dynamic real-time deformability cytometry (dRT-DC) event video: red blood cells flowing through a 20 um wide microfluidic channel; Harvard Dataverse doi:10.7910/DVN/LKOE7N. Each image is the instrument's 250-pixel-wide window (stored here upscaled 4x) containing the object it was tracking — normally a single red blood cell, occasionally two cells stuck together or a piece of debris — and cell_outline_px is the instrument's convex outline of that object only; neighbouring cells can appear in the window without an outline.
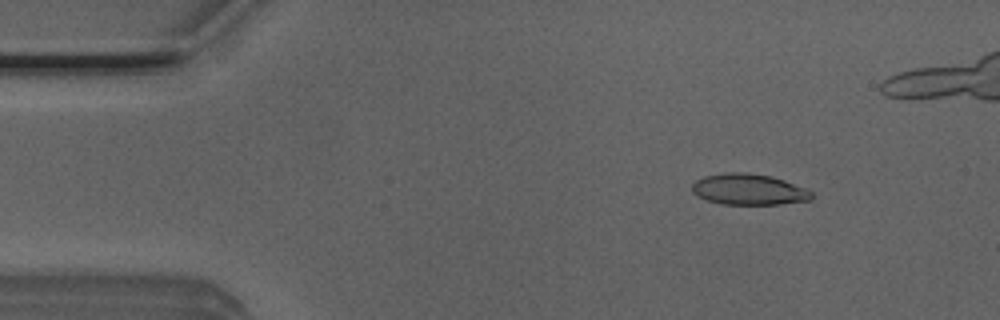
{"species": "Egyptian fruit bat (a non-hibernating species)", "species_latin": "Rousettus aegyptiacus", "temperature_condition": "room temperature", "stored_images_in_passage": 45, "camera_frame_rate_fps": 3000, "um_per_image_px": 0.085, "animal": {"sex": "male"}, "frame": {"image": 1, "passage_image": 6, "time_ms": 1.667, "image_size_px": [1000, 320], "cell_outline_px": [[812, 196], [808, 200], [780, 204], [724, 204], [708, 200], [696, 196], [692, 192], [692, 184], [696, 180], [704, 176], [728, 172], [748, 172], [772, 176], [784, 180], [804, 188], [812, 192]], "centroid_in_image_um": [63.61, 16.09], "position_along_channel_um": 21.4, "area_um2": 21.5}}
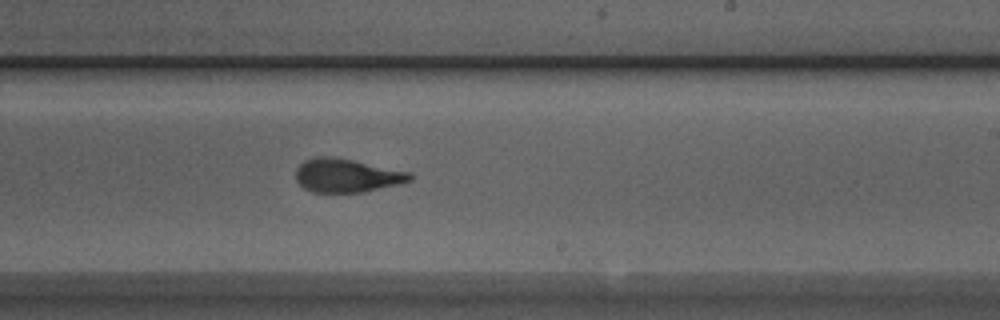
{"frame": {"image": 2, "passage_image": 30, "time_ms": 9.667, "image_size_px": [1000, 320], "cell_outline_px": [[412, 180], [364, 192], [312, 192], [304, 188], [296, 180], [296, 168], [304, 160], [312, 156], [332, 156], [412, 172]], "centroid_in_image_um": [29.44, 14.9], "position_along_channel_um": 259.6, "area_um2": 22.31}}
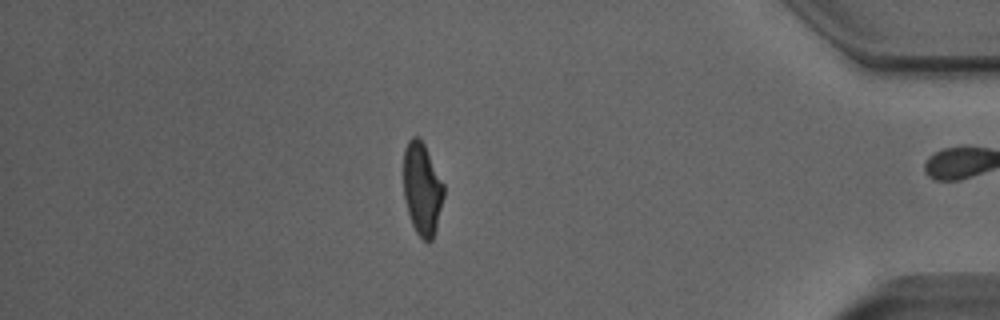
{"frame": {"image": 3, "passage_image": 44, "time_ms": 14.333, "image_size_px": [1000, 320], "cell_outline_px": [[444, 196], [436, 228], [432, 240], [428, 244], [416, 232], [412, 224], [408, 212], [404, 196], [404, 148], [408, 140], [412, 136], [420, 136], [444, 184]], "centroid_in_image_um": [35.88, 16.04], "position_along_channel_um": 399.3, "area_um2": 21.68}, "authors_computed_cell_mechanics": {"area_um2": 22.4264, "velocity_mm_per_s": 3.9127, "shape_relaxation_time_tau1_ms": 6.9768, "shape_relaxation_time_tau2_ms": 1.3319, "deformation_change_tau1": 0.2329, "deformation_change_tau2": 0.087}}